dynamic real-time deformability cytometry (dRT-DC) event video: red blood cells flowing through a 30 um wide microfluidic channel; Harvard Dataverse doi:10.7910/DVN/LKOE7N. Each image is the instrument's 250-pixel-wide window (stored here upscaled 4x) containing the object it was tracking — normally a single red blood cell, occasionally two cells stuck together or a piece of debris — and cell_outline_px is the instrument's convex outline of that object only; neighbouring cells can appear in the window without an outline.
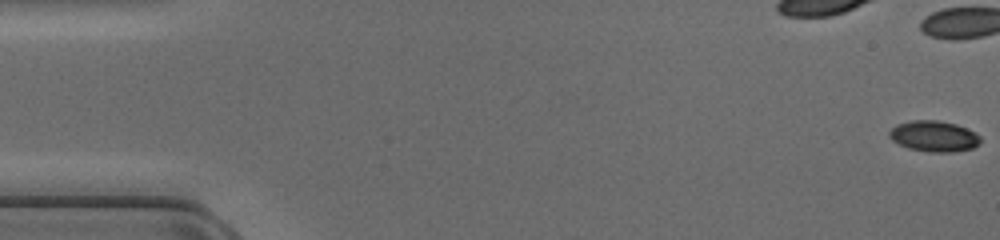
{"species": "common noctule bat (a hibernating species)", "species_latin": "Nyctalus noctula", "temperature_condition": "cold", "stored_images_in_passage": 49, "camera_frame_rate_fps": 3000, "um_per_image_px": 0.085, "animal": {"sex": "female", "body_mass_g": 17.0, "forearm_length_mm": 48.0}, "frame": {"image": 1, "passage_image": 1, "time_ms": 0.0, "image_size_px": [1000, 240], "cell_outline_px": [[980, 144], [972, 148], [952, 152], [928, 152], [908, 148], [892, 140], [888, 136], [888, 132], [896, 124], [912, 120], [936, 120], [956, 124], [980, 136]], "centroid_in_image_um": [79.35, 11.58], "position_along_channel_um": 5.7, "area_um2": 16.3}}
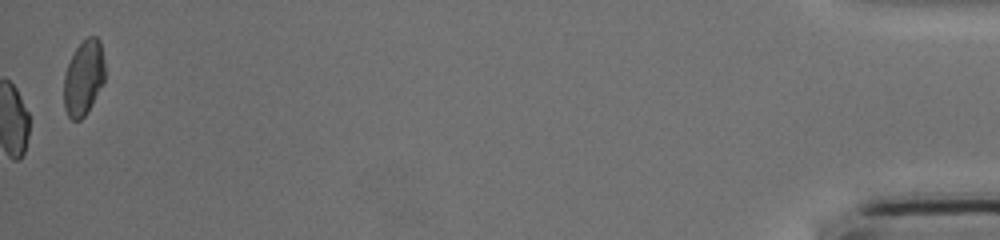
{"frame": {"image": 2, "passage_image": 49, "time_ms": 16.0, "image_size_px": [1000, 240], "cell_outline_px": [[104, 80], [88, 112], [80, 120], [72, 120], [68, 116], [64, 108], [64, 76], [68, 64], [76, 48], [88, 36], [96, 36], [100, 40], [104, 60]], "centroid_in_image_um": [7.1, 6.62], "position_along_channel_um": 428.1, "area_um2": 17.86}}